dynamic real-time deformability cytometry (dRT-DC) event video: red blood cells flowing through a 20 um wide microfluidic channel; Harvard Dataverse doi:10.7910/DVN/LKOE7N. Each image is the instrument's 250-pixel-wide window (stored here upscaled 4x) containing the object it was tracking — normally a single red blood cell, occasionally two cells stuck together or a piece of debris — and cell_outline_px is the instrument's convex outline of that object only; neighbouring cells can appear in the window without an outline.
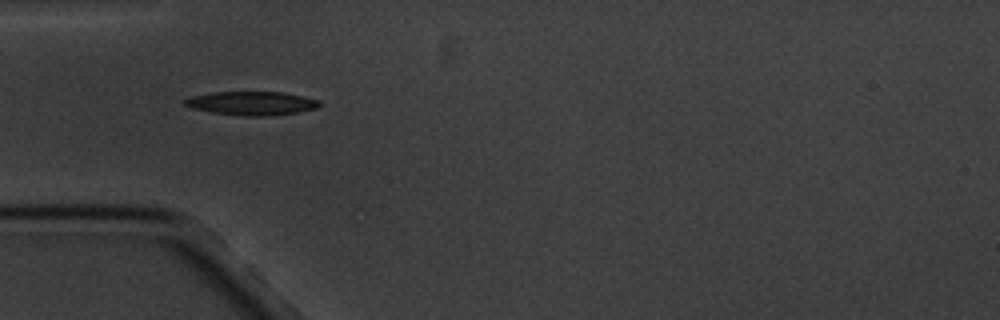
{"species": "common noctule bat (a hibernating species)", "species_latin": "Nyctalus noctula", "temperature_condition": "cold", "stored_images_in_passage": 9, "camera_frame_rate_fps": 3000, "um_per_image_px": 0.085, "animal": {"sex": "male", "body_mass_g": 20.1, "forearm_length_mm": 53.5}, "frame": {"image": 1, "passage_image": 3, "time_ms": 2.333, "image_size_px": [1000, 320], "cell_outline_px": [[320, 104], [316, 108], [296, 112], [268, 116], [244, 116], [212, 112], [192, 108], [184, 104], [180, 100], [188, 96], [212, 92], [284, 92], [320, 100]], "centroid_in_image_um": [21.32, 8.77], "position_along_channel_um": 63.7, "area_um2": 18.67}}
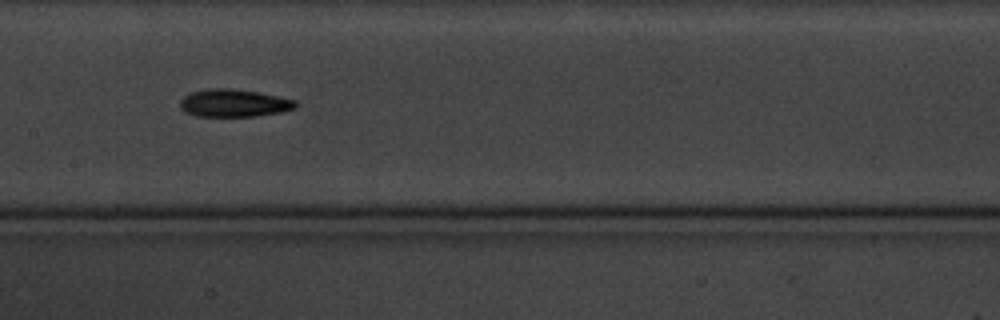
{"frame": {"image": 2, "passage_image": 6, "time_ms": 6.0, "image_size_px": [1000, 320], "cell_outline_px": [[296, 108], [284, 112], [256, 116], [196, 116], [180, 108], [180, 100], [184, 96], [192, 92], [208, 88], [232, 88], [260, 92], [296, 100]], "centroid_in_image_um": [19.92, 8.75], "position_along_channel_um": 187.5, "area_um2": 18.73}}
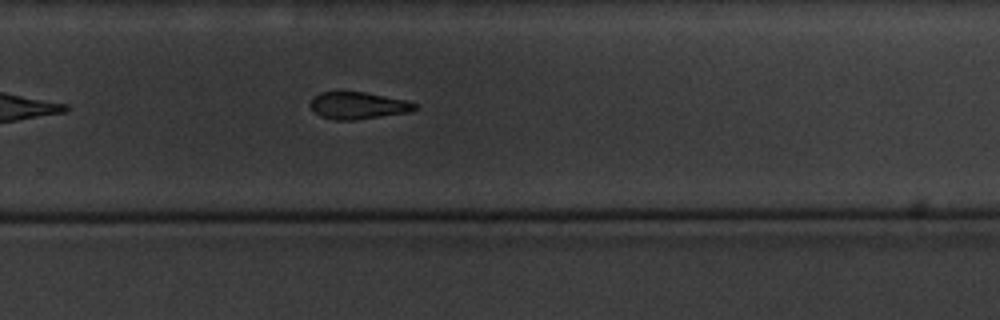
{"frame": {"image": 3, "passage_image": 9, "time_ms": 9.333, "image_size_px": [1000, 320], "cell_outline_px": [[416, 108], [412, 112], [352, 120], [332, 120], [320, 116], [308, 104], [312, 96], [320, 92], [364, 92], [404, 100], [416, 104]], "centroid_in_image_um": [30.38, 8.97], "position_along_channel_um": 299.4, "area_um2": 16.42}}